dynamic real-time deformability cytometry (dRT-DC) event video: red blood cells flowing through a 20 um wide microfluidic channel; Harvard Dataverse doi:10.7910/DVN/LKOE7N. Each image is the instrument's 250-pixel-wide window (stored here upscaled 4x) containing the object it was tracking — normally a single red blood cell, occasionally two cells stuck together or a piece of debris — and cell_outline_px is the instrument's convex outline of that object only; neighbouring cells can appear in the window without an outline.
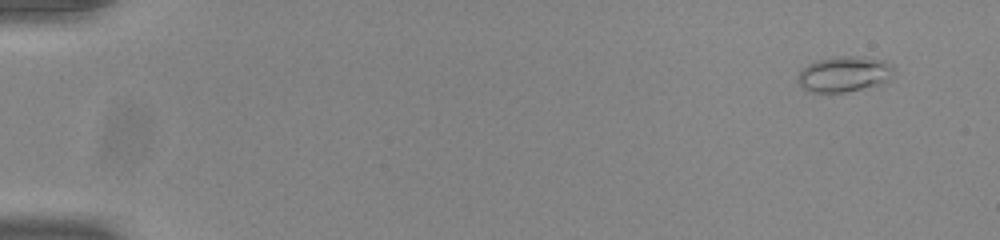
{"species": "common noctule bat (a hibernating species)", "species_latin": "Nyctalus noctula", "temperature_condition": "room temperature", "stored_images_in_passage": 51, "camera_frame_rate_fps": 3000, "um_per_image_px": 0.085, "animal": {"sex": "male", "body_mass_g": 20.0, "forearm_length_mm": 53.3}, "frame": {"image": 1, "passage_image": 1, "time_ms": 0.0, "image_size_px": [1000, 240], "cell_outline_px": [[892, 72], [888, 80], [876, 84], [844, 92], [808, 92], [796, 80], [800, 72], [808, 64], [816, 60], [840, 56], [856, 56], [884, 60], [892, 64]], "centroid_in_image_um": [71.71, 6.28], "position_along_channel_um": 13.3, "area_um2": 19.48}}
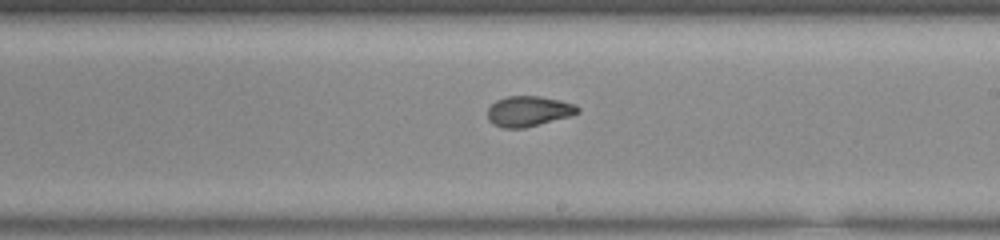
{"frame": {"image": 2, "passage_image": 30, "time_ms": 9.667, "image_size_px": [1000, 240], "cell_outline_px": [[580, 112], [572, 116], [524, 128], [504, 128], [492, 124], [488, 120], [488, 108], [496, 100], [508, 96], [540, 96], [560, 100], [576, 104], [580, 108]], "centroid_in_image_um": [44.95, 9.45], "position_along_channel_um": 244.0, "area_um2": 16.13}}
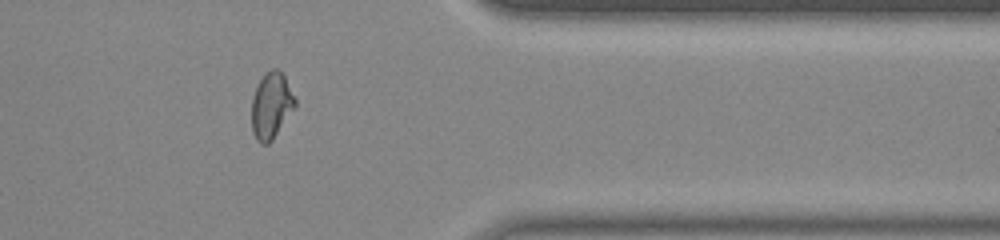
{"frame": {"image": 3, "passage_image": 42, "time_ms": 13.667, "image_size_px": [1000, 240], "cell_outline_px": [[296, 104], [272, 140], [268, 144], [260, 144], [256, 140], [252, 132], [252, 96], [260, 80], [272, 68], [276, 68], [284, 76], [296, 100]], "centroid_in_image_um": [23.03, 9.0], "position_along_channel_um": 388.4, "area_um2": 16.36}, "authors_computed_cell_mechanics": {"area_um2": 16.7042, "velocity_mm_per_s": 3.9041, "shape_relaxation_time_tau1_ms": 6.2625, "shape_relaxation_time_tau2_ms": 1.4909, "deformation_change_tau1": 0.155, "deformation_change_tau2": 0.0635}}